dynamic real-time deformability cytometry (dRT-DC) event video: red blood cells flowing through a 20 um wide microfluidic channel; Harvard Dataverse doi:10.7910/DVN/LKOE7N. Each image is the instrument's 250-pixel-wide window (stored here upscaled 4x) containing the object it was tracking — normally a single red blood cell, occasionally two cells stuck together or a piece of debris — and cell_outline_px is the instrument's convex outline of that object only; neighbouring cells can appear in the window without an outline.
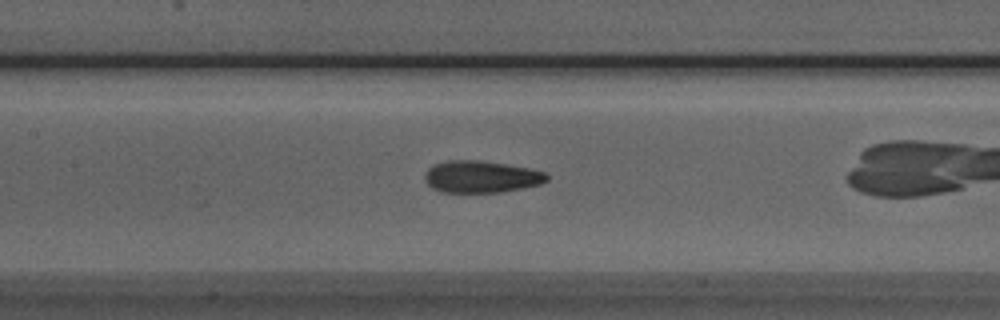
{"species": "Egyptian fruit bat (a non-hibernating species)", "species_latin": "Rousettus aegyptiacus", "temperature_condition": "room temperature", "stored_images_in_passage": 32, "camera_frame_rate_fps": 3000, "um_per_image_px": 0.085, "animal": {"sex": "male"}, "frame": {"image": 1, "passage_image": 10, "time_ms": 3.0, "image_size_px": [1000, 320], "cell_outline_px": [[548, 180], [540, 184], [524, 188], [500, 192], [440, 192], [432, 188], [424, 180], [424, 172], [428, 168], [436, 164], [448, 160], [480, 160], [528, 168], [544, 172], [548, 176]], "centroid_in_image_um": [40.87, 15.03], "position_along_channel_um": 166.5, "area_um2": 22.72}}
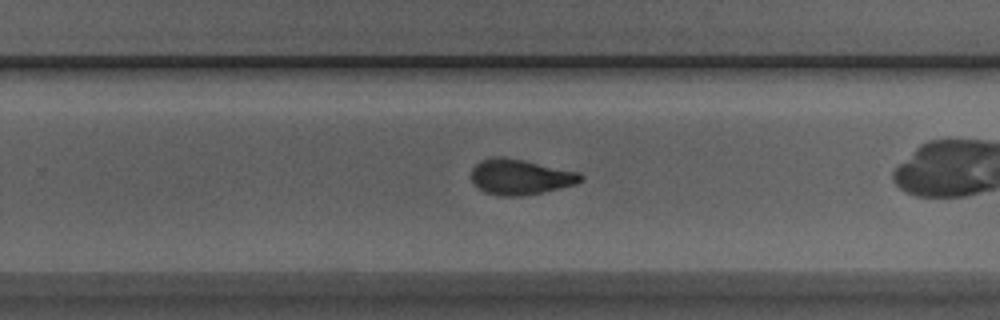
{"frame": {"image": 2, "passage_image": 19, "time_ms": 6.0, "image_size_px": [1000, 320], "cell_outline_px": [[584, 180], [576, 184], [544, 192], [524, 196], [504, 196], [484, 192], [472, 184], [472, 168], [480, 160], [496, 156], [504, 156], [580, 172], [584, 176]], "centroid_in_image_um": [44.23, 15.04], "position_along_channel_um": 285.6, "area_um2": 22.83}, "authors_computed_cell_mechanics": {"area_um2": 22.8599, "velocity_mm_per_s": 3.987, "shape_relaxation_time_tau1_ms": 4.6829, "shape_relaxation_time_tau2_ms": 2.0024, "deformation_change_tau1": 0.1681, "deformation_change_tau2": 0.0943}}